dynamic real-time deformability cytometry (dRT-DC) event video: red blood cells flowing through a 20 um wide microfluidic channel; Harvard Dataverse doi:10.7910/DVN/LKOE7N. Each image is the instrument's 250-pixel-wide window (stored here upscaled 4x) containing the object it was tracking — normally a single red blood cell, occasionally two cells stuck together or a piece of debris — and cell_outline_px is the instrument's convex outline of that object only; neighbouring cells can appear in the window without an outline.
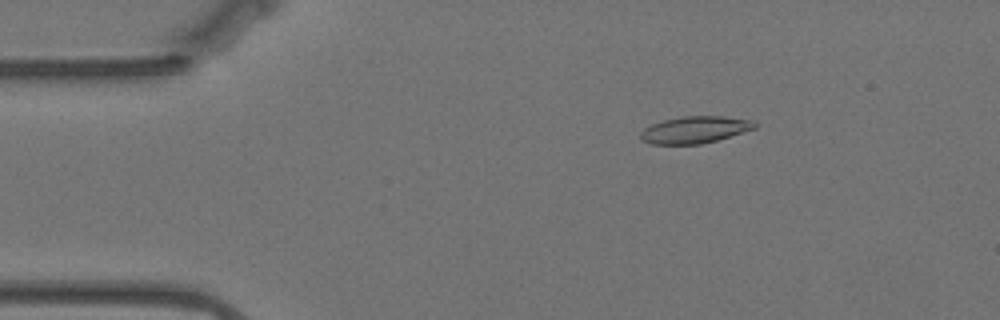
{"species": "Egyptian fruit bat (a non-hibernating species)", "species_latin": "Rousettus aegyptiacus", "temperature_condition": "warm", "stored_images_in_passage": 9, "camera_frame_rate_fps": 3000, "um_per_image_px": 0.085, "animal": {"sex": "female"}, "frame": {"image": 1, "passage_image": 2, "time_ms": 0.333, "image_size_px": [1000, 320], "cell_outline_px": [[756, 128], [716, 140], [700, 144], [652, 144], [640, 140], [640, 132], [644, 128], [652, 124], [664, 120], [684, 116], [720, 116], [752, 120], [756, 124]], "centroid_in_image_um": [59.02, 11.03], "position_along_channel_um": 26.0, "area_um2": 17.74}}